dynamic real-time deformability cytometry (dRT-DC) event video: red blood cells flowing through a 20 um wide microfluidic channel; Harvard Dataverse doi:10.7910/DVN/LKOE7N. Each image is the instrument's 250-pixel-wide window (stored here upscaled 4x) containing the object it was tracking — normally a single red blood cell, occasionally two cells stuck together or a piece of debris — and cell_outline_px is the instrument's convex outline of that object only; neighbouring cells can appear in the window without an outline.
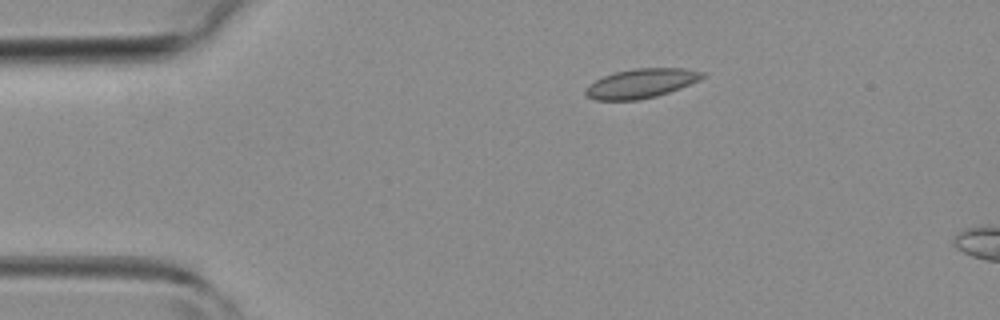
{"species": "common noctule bat (a hibernating species)", "species_latin": "Nyctalus noctula", "temperature_condition": "room temperature", "stored_images_in_passage": 3, "camera_frame_rate_fps": 3000, "um_per_image_px": 0.085, "animal": {"sex": "female", "body_mass_g": 19.3, "forearm_length_mm": 54.1}, "frame": {"image": 1, "passage_image": 3, "time_ms": 3.333, "image_size_px": [1000, 320], "cell_outline_px": [[708, 76], [700, 80], [680, 88], [656, 96], [636, 100], [596, 100], [588, 96], [584, 92], [596, 80], [604, 76], [616, 72], [636, 68], [684, 68], [704, 72]], "centroid_in_image_um": [54.57, 7.08], "position_along_channel_um": 30.4, "area_um2": 19.71}}